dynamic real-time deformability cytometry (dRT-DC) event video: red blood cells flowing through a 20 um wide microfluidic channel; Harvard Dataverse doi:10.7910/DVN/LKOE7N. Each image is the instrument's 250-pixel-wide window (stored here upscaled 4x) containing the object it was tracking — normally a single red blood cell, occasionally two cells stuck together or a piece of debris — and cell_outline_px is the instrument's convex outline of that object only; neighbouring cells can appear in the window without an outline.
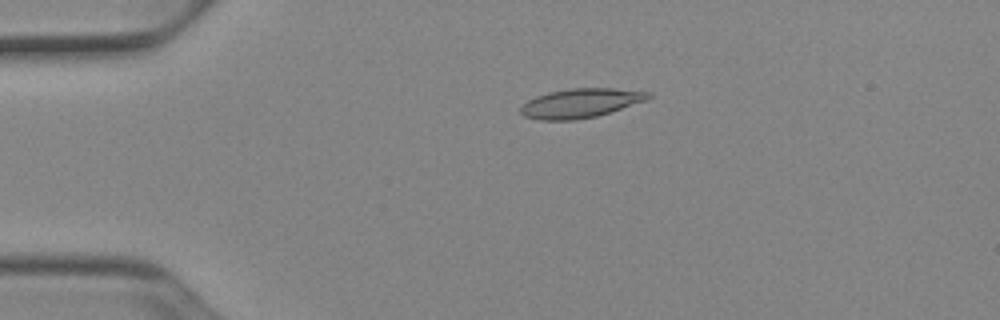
{"species": "Egyptian fruit bat (a non-hibernating species)", "species_latin": "Rousettus aegyptiacus", "temperature_condition": "cold", "stored_images_in_passage": 52, "camera_frame_rate_fps": 3000, "um_per_image_px": 0.085, "animal": {"sex": "female"}, "frame": {"image": 1, "passage_image": 12, "time_ms": 3.667, "image_size_px": [1000, 320], "cell_outline_px": [[652, 96], [648, 100], [596, 116], [576, 120], [540, 120], [524, 116], [520, 112], [520, 108], [528, 100], [536, 96], [548, 92], [568, 88], [612, 88], [652, 92]], "centroid_in_image_um": [49.36, 8.76], "position_along_channel_um": 35.6, "area_um2": 21.79}}
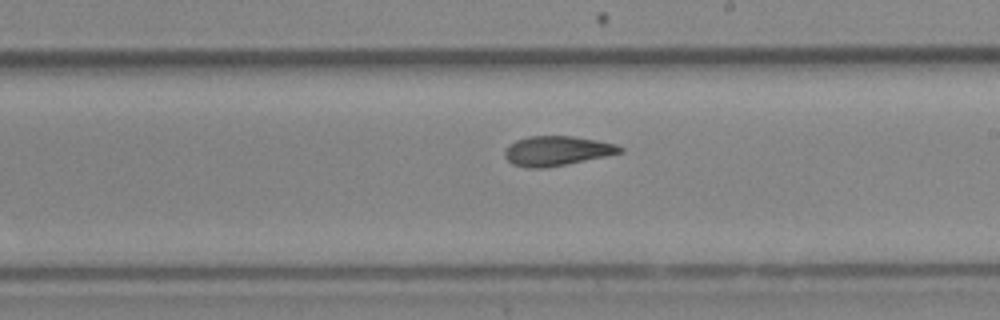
{"frame": {"image": 2, "passage_image": 31, "time_ms": 10.0, "image_size_px": [1000, 320], "cell_outline_px": [[624, 152], [544, 168], [528, 168], [512, 164], [504, 156], [504, 152], [508, 144], [516, 140], [528, 136], [572, 136], [596, 140], [616, 144], [624, 148]], "centroid_in_image_um": [47.3, 12.81], "position_along_channel_um": 241.7, "area_um2": 19.77}}
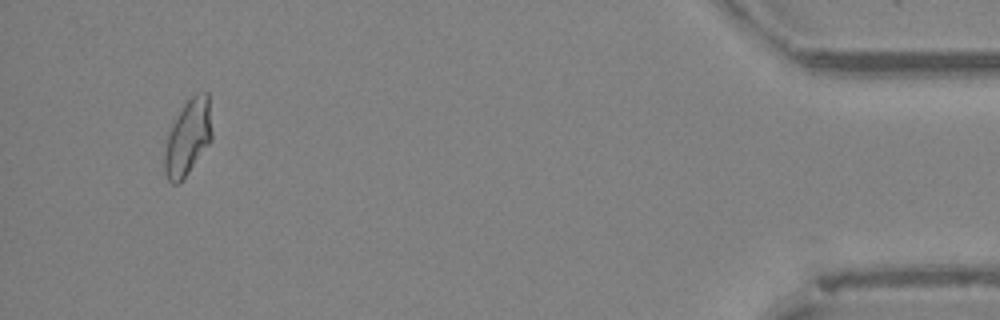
{"frame": {"image": 3, "passage_image": 50, "time_ms": 16.333, "image_size_px": [1000, 320], "cell_outline_px": [[212, 140], [188, 172], [176, 184], [172, 184], [168, 180], [164, 172], [164, 152], [168, 132], [184, 100], [196, 92], [208, 92], [212, 132]], "centroid_in_image_um": [15.96, 11.61], "position_along_channel_um": 419.2, "area_um2": 21.1}, "authors_computed_cell_mechanics": {"area_um2": 20.4612, "velocity_mm_per_s": 3.9237, "shape_relaxation_time_tau1_ms": null, "shape_relaxation_time_tau2_ms": 2.5122, "deformation_change_tau1": null, "deformation_change_tau2": 0.0795}}